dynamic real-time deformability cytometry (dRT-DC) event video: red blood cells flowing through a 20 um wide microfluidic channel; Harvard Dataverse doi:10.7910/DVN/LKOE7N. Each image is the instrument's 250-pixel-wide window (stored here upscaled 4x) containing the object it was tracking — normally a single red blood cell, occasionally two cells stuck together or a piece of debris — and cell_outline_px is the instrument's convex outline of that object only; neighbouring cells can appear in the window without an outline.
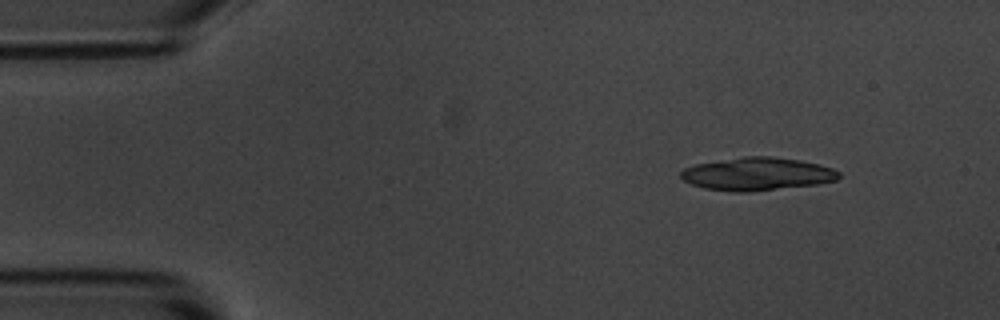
{"species": "common noctule bat (a hibernating species)", "species_latin": "Nyctalus noctula", "temperature_condition": "room temperature", "stored_images_in_passage": 10, "camera_frame_rate_fps": 3000, "um_per_image_px": 0.085, "animal": {"sex": "male", "body_mass_g": 20.1, "forearm_length_mm": 53.5}, "frame": {"image": 1, "passage_image": 1, "time_ms": 0.0, "image_size_px": [1000, 320], "cell_outline_px": [[840, 176], [836, 180], [816, 184], [752, 192], [732, 192], [704, 188], [692, 184], [684, 180], [680, 176], [680, 172], [684, 168], [696, 164], [744, 156], [772, 156], [800, 160], [820, 164], [832, 168], [840, 172]], "centroid_in_image_um": [64.37, 14.79], "position_along_channel_um": 20.6, "area_um2": 30.4}}
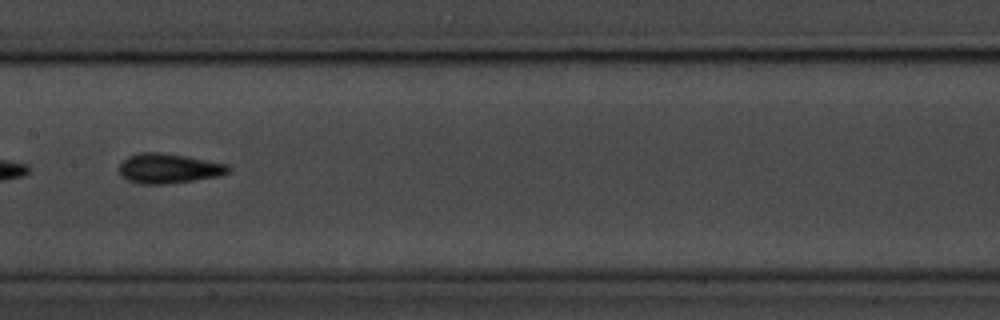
{"frame": {"image": 2, "passage_image": 7, "time_ms": 7.0, "image_size_px": [1000, 320], "cell_outline_px": [[232, 168], [228, 172], [220, 176], [196, 180], [168, 184], [136, 184], [120, 176], [120, 164], [128, 156], [140, 152], [160, 152], [184, 156], [228, 164]], "centroid_in_image_um": [14.33, 14.33], "position_along_channel_um": 193.1, "area_um2": 19.07}}